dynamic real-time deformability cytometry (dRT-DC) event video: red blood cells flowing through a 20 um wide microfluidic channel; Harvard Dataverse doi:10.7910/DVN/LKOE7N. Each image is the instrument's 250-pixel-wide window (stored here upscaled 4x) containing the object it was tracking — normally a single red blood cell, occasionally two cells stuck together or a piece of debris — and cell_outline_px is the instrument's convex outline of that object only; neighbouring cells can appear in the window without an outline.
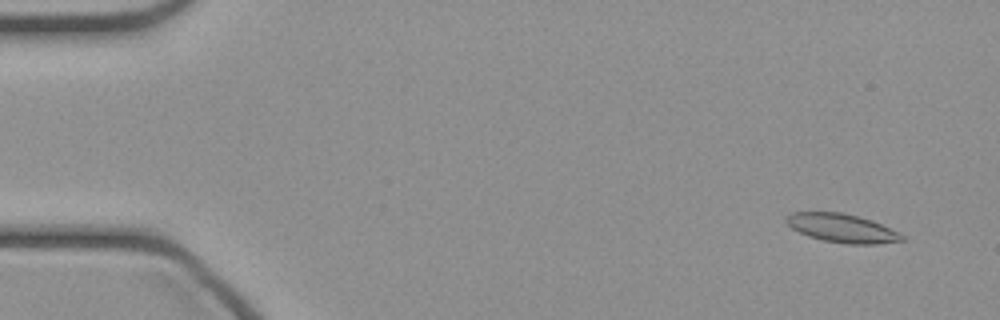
{"species": "common noctule bat (a hibernating species)", "species_latin": "Nyctalus noctula", "temperature_condition": "cold", "stored_images_in_passage": 47, "camera_frame_rate_fps": 3000, "um_per_image_px": 0.085, "animal": {"sex": "female", "body_mass_g": 21.9}, "frame": {"image": 1, "passage_image": 3, "time_ms": 0.667, "image_size_px": [1000, 320], "cell_outline_px": [[908, 240], [876, 244], [848, 244], [824, 240], [808, 236], [792, 228], [784, 220], [792, 212], [840, 212], [872, 220], [904, 236]], "centroid_in_image_um": [71.57, 19.4], "position_along_channel_um": 13.4, "area_um2": 19.02}}
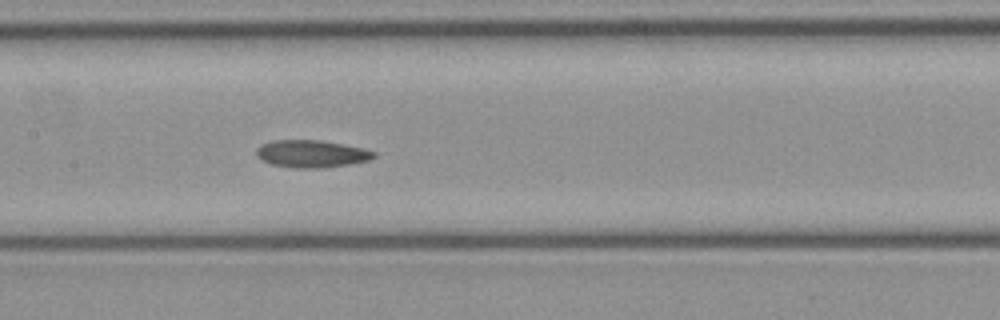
{"frame": {"image": 2, "passage_image": 23, "time_ms": 7.333, "image_size_px": [1000, 320], "cell_outline_px": [[376, 156], [368, 160], [348, 164], [324, 168], [292, 168], [272, 164], [256, 156], [256, 148], [260, 144], [272, 140], [320, 140], [344, 144], [364, 148], [376, 152]], "centroid_in_image_um": [26.47, 13.06], "position_along_channel_um": 180.9, "area_um2": 18.84}}
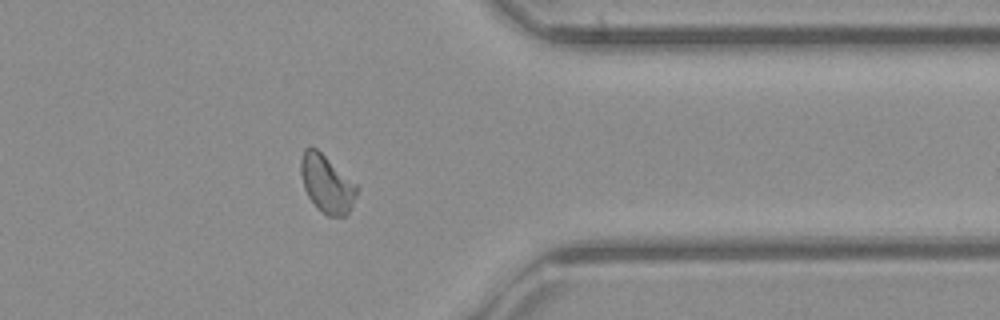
{"frame": {"image": 3, "passage_image": 38, "time_ms": 12.333, "image_size_px": [1000, 320], "cell_outline_px": [[356, 196], [348, 212], [344, 216], [328, 216], [316, 208], [308, 196], [304, 188], [300, 172], [300, 160], [304, 148], [316, 148], [356, 184]], "centroid_in_image_um": [27.74, 15.63], "position_along_channel_um": 383.7, "area_um2": 18.5}}